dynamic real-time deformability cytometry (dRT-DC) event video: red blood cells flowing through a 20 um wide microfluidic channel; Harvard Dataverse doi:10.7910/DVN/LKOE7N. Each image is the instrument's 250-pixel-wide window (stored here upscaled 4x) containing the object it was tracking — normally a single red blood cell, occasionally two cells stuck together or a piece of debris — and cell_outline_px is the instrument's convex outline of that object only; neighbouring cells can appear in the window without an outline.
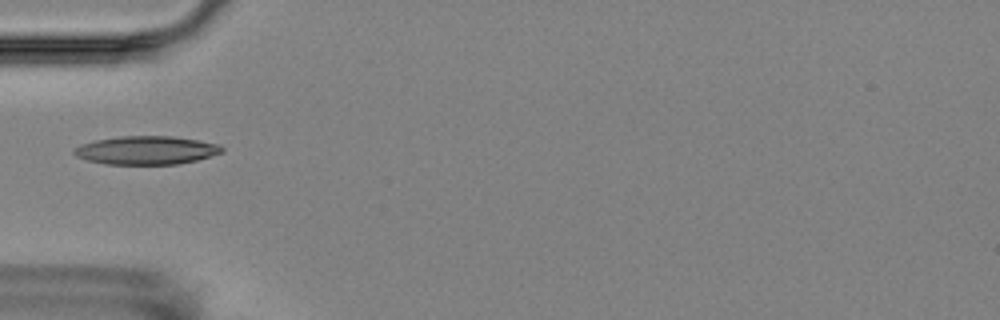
{"species": "Egyptian fruit bat (a non-hibernating species)", "species_latin": "Rousettus aegyptiacus", "temperature_condition": "room temperature", "stored_images_in_passage": 16, "camera_frame_rate_fps": 3000, "um_per_image_px": 0.085, "animal": {"sex": "female"}, "frame": {"image": 1, "passage_image": 5, "time_ms": 5.333, "image_size_px": [1000, 320], "cell_outline_px": [[224, 152], [196, 160], [176, 164], [104, 164], [88, 160], [76, 156], [72, 152], [72, 148], [80, 144], [96, 140], [120, 136], [172, 136], [200, 140], [220, 144], [224, 148]], "centroid_in_image_um": [12.44, 12.76], "position_along_channel_um": 72.6, "area_um2": 24.62}}
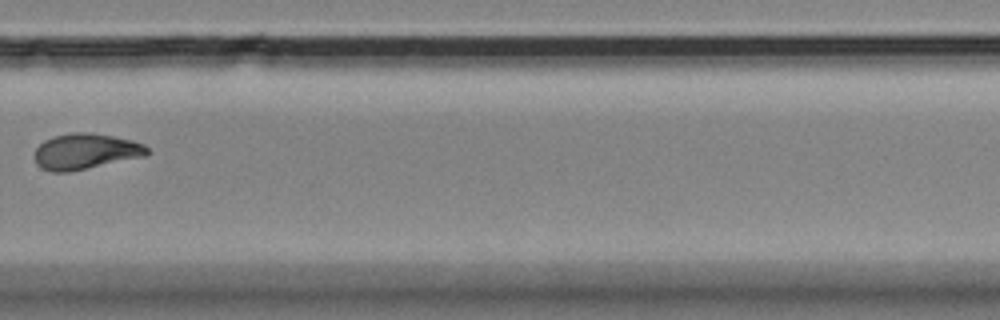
{"frame": {"image": 2, "passage_image": 11, "time_ms": 12.333, "image_size_px": [1000, 320], "cell_outline_px": [[148, 156], [68, 172], [52, 172], [40, 168], [36, 164], [32, 156], [36, 148], [44, 140], [52, 136], [72, 132], [88, 132], [112, 136], [132, 140], [144, 144], [148, 148]], "centroid_in_image_um": [7.24, 12.87], "position_along_channel_um": 322.6, "area_um2": 23.81}}
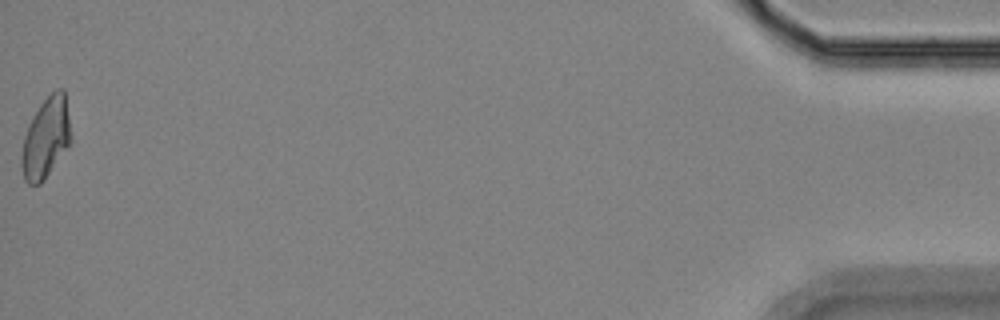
{"frame": {"image": 3, "passage_image": 16, "time_ms": 18.0, "image_size_px": [1000, 320], "cell_outline_px": [[72, 140], [44, 180], [40, 184], [28, 184], [24, 180], [20, 164], [20, 156], [24, 136], [32, 116], [40, 104], [56, 88], [64, 88]], "centroid_in_image_um": [3.88, 11.73], "position_along_channel_um": 431.3, "area_um2": 23.18}, "authors_computed_cell_mechanics": {"area_um2": 22.8021, "velocity_mm_per_s": 3.575, "shape_relaxation_time_tau1_ms": 5.0758, "shape_relaxation_time_tau2_ms": 3.8519, "deformation_change_tau1": 0.1613, "deformation_change_tau2": 0.0967}}